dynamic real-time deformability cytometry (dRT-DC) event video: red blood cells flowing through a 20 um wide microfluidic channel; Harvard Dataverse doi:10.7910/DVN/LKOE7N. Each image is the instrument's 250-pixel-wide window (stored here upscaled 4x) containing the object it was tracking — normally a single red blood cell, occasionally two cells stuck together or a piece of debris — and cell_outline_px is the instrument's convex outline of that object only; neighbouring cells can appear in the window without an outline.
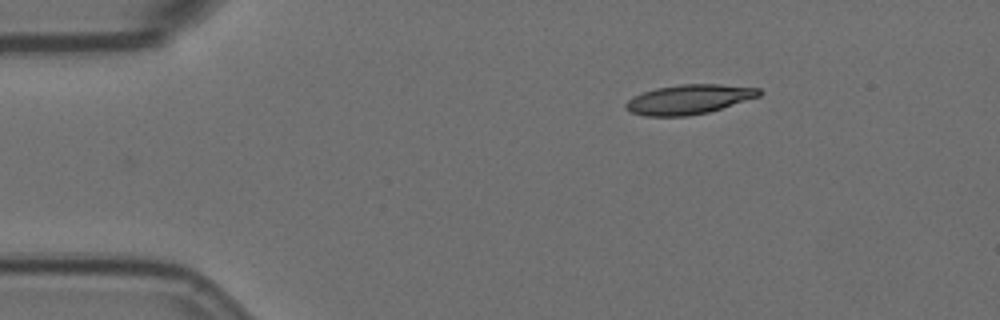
{"species": "Egyptian fruit bat (a non-hibernating species)", "species_latin": "Rousettus aegyptiacus", "temperature_condition": "room temperature", "stored_images_in_passage": 41, "camera_frame_rate_fps": 3000, "um_per_image_px": 0.085, "animal": {"sex": "female"}, "frame": {"image": 1, "passage_image": 1, "time_ms": 0.0, "image_size_px": [1000, 320], "cell_outline_px": [[764, 92], [760, 96], [708, 112], [688, 116], [644, 116], [632, 112], [624, 108], [624, 104], [632, 96], [656, 88], [680, 84], [720, 84], [760, 88]], "centroid_in_image_um": [58.56, 8.44], "position_along_channel_um": 26.4, "area_um2": 23.0}}
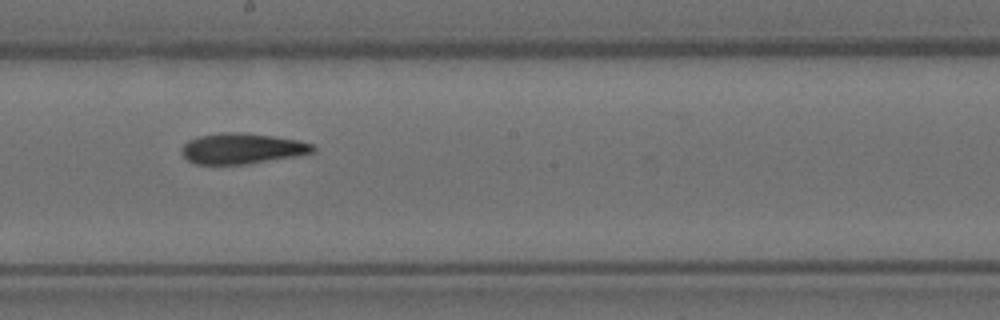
{"frame": {"image": 2, "passage_image": 23, "time_ms": 7.333, "image_size_px": [1000, 320], "cell_outline_px": [[316, 152], [296, 156], [248, 164], [196, 164], [188, 160], [180, 152], [180, 148], [188, 140], [200, 136], [224, 132], [244, 132], [272, 136], [296, 140], [312, 144], [316, 148]], "centroid_in_image_um": [20.56, 12.63], "position_along_channel_um": 227.6, "area_um2": 23.47}}
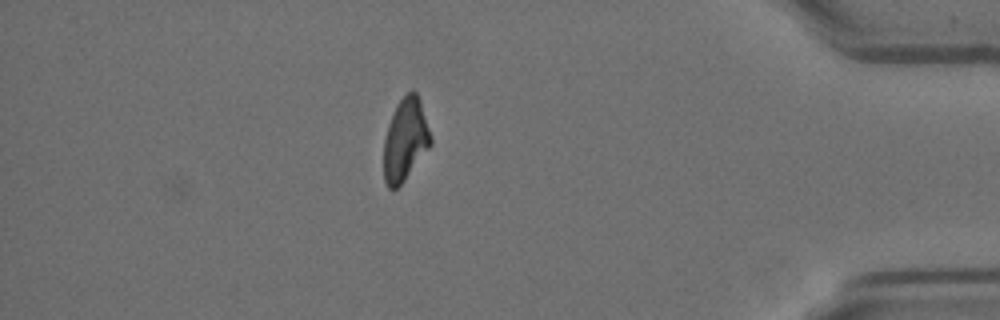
{"frame": {"image": 3, "passage_image": 41, "time_ms": 13.333, "image_size_px": [1000, 320], "cell_outline_px": [[432, 144], [404, 180], [396, 188], [388, 188], [384, 180], [384, 140], [388, 124], [396, 104], [412, 88], [416, 92], [420, 100], [432, 136]], "centroid_in_image_um": [34.46, 11.85], "position_along_channel_um": 400.7, "area_um2": 22.48}, "authors_computed_cell_mechanics": {"area_um2": 23.5824, "velocity_mm_per_s": 3.5861, "shape_relaxation_time_tau1_ms": 5.8047, "shape_relaxation_time_tau2_ms": 5.8136, "deformation_change_tau1": 0.1985, "deformation_change_tau2": 0.1586}}